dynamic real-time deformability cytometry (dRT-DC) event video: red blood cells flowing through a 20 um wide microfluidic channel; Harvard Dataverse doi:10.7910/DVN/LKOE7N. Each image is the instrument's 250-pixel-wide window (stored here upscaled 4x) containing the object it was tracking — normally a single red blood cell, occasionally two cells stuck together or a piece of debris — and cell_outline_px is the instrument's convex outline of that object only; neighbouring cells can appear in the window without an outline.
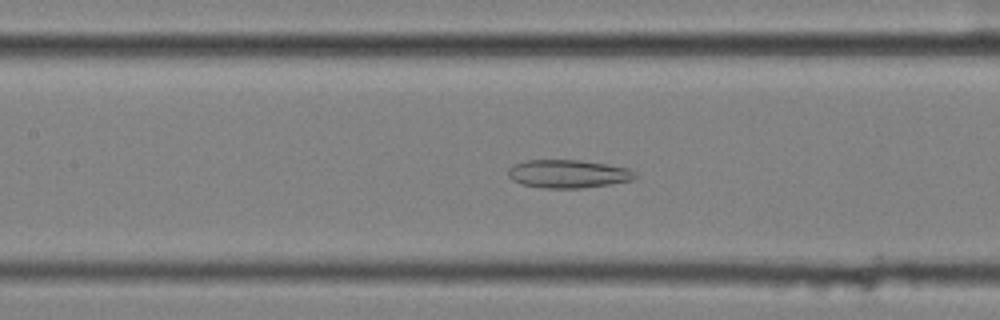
{"species": "common noctule bat (a hibernating species)", "species_latin": "Nyctalus noctula", "temperature_condition": "cold", "stored_images_in_passage": 57, "segment_of_instrument_passage": [2, 2], "camera_frame_rate_fps": 3000, "um_per_image_px": 0.085, "animal": {"sex": "female", "body_mass_g": 25.1}, "frame": {"image": 1, "passage_image": 27, "time_ms": 8.667, "image_size_px": [1000, 320], "cell_outline_px": [[636, 176], [632, 180], [584, 188], [544, 188], [520, 184], [512, 180], [508, 176], [508, 168], [524, 160], [580, 160], [608, 164], [628, 168], [636, 172]], "centroid_in_image_um": [48.27, 14.77], "position_along_channel_um": 159.1, "area_um2": 20.92}}
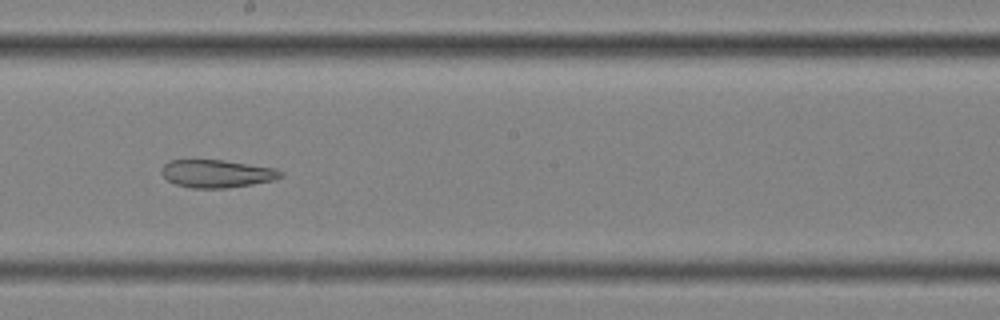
{"frame": {"image": 2, "passage_image": 33, "time_ms": 10.667, "image_size_px": [1000, 320], "cell_outline_px": [[284, 176], [272, 180], [252, 184], [224, 188], [192, 188], [176, 184], [168, 180], [160, 172], [160, 168], [168, 160], [224, 160], [276, 168], [284, 172]], "centroid_in_image_um": [18.43, 14.75], "position_along_channel_um": 229.8, "area_um2": 19.36}}
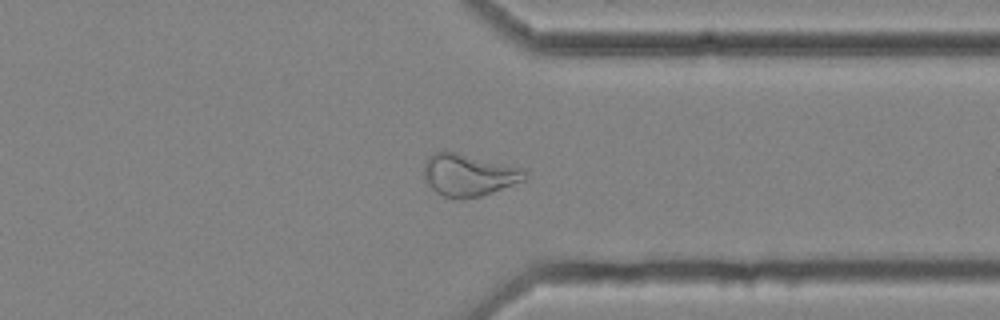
{"frame": {"image": 3, "passage_image": 45, "time_ms": 14.667, "image_size_px": [1000, 320], "cell_outline_px": [[528, 176], [524, 180], [492, 192], [480, 196], [464, 200], [444, 196], [436, 192], [424, 180], [424, 160], [428, 156], [444, 148], [524, 168], [528, 172]], "centroid_in_image_um": [39.82, 14.83], "position_along_channel_um": 371.6, "area_um2": 25.43}}